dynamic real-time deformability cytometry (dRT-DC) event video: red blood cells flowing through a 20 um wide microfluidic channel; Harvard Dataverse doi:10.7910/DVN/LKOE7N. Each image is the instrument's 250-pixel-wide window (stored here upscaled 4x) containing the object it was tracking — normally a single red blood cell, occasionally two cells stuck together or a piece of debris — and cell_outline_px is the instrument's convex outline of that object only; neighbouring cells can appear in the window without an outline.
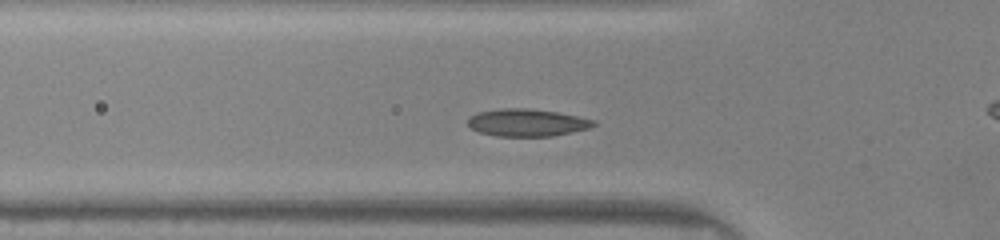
{"species": "common noctule bat (a hibernating species)", "species_latin": "Nyctalus noctula", "temperature_condition": "warm", "stored_images_in_passage": 36, "camera_frame_rate_fps": 3000, "um_per_image_px": 0.085, "animal": {"sex": "male", "body_mass_g": 20.0, "forearm_length_mm": 53.3}, "frame": {"image": 1, "passage_image": 2, "time_ms": 0.333, "image_size_px": [1000, 240], "cell_outline_px": [[596, 124], [588, 128], [552, 136], [496, 136], [480, 132], [472, 128], [468, 124], [468, 116], [476, 112], [500, 108], [532, 108], [556, 112], [596, 120]], "centroid_in_image_um": [44.76, 10.41], "position_along_channel_um": 81.0, "area_um2": 20.06}}
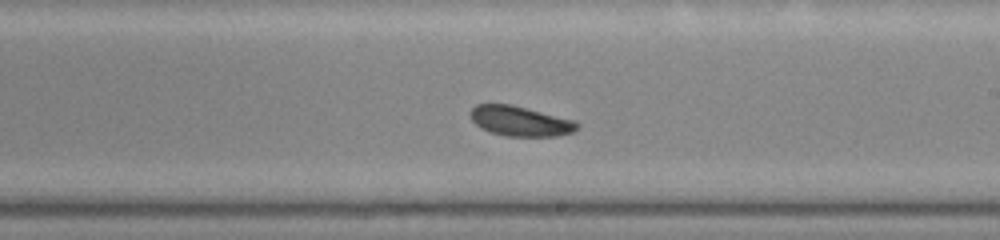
{"frame": {"image": 2, "passage_image": 14, "time_ms": 4.333, "image_size_px": [1000, 240], "cell_outline_px": [[580, 124], [572, 132], [556, 136], [504, 136], [480, 128], [472, 120], [468, 112], [476, 104], [512, 104], [576, 120]], "centroid_in_image_um": [44.21, 10.28], "position_along_channel_um": 244.8, "area_um2": 18.79}}
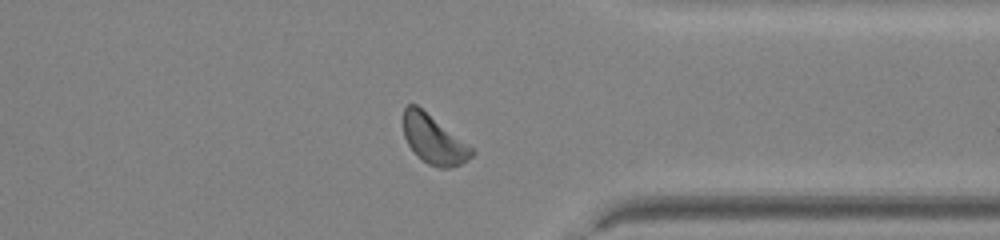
{"frame": {"image": 3, "passage_image": 24, "time_ms": 7.667, "image_size_px": [1000, 240], "cell_outline_px": [[476, 152], [468, 160], [460, 164], [448, 168], [440, 168], [428, 164], [408, 144], [404, 136], [404, 108], [408, 104], [416, 104], [472, 148]], "centroid_in_image_um": [36.87, 11.86], "position_along_channel_um": 374.5, "area_um2": 18.79}}